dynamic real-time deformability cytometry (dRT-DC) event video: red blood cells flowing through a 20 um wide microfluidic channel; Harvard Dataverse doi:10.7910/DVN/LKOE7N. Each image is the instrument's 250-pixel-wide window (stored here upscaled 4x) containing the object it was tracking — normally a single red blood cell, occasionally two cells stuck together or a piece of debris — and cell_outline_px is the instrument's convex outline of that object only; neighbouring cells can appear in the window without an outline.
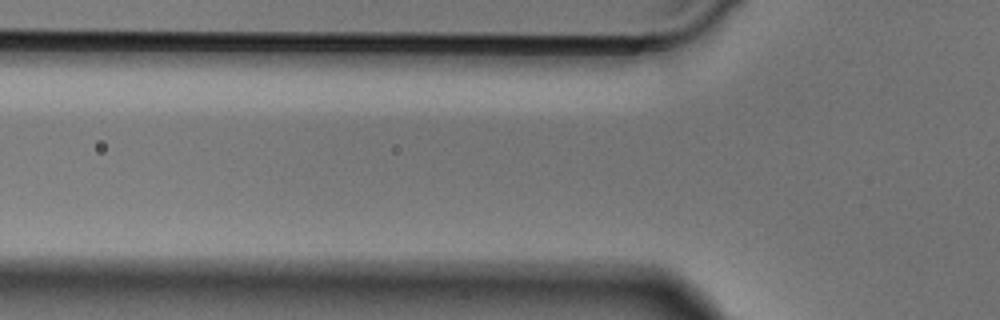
{"species": "Egyptian fruit bat (a non-hibernating species)", "species_latin": "Rousettus aegyptiacus", "temperature_condition": "cold", "stored_images_in_passage": 5, "camera_frame_rate_fps": 3000, "um_per_image_px": 0.085, "animal": {"sex": "male"}, "frame": {"image": 1, "passage_image": 4, "time_ms": 1.0, "image_size_px": [1000, 320], "cell_outline_px": [[632, 260], [596, 264], [504, 260], [476, 256], [524, 248], [632, 256]], "centroid_in_image_um": [47.3, 21.81], "position_along_channel_um": 78.5, "area_um2": 10.46}}